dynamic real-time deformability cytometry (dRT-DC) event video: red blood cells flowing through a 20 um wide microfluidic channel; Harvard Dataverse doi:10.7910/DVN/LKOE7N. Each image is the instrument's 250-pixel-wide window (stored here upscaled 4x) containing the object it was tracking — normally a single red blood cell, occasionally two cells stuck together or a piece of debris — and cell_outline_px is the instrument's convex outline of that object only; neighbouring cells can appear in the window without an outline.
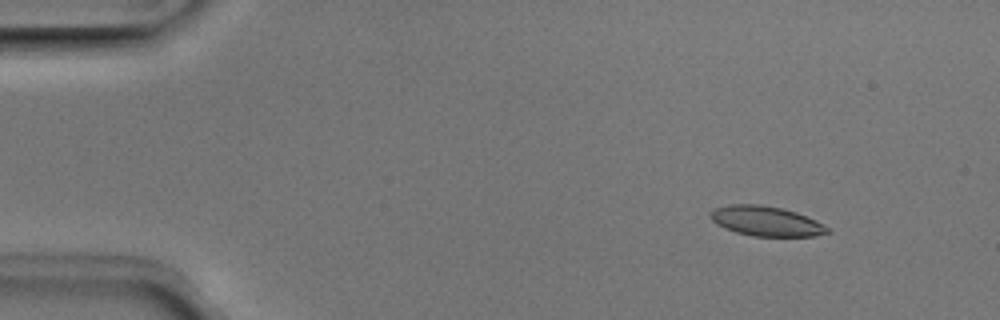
{"species": "Egyptian fruit bat (a non-hibernating species)", "species_latin": "Rousettus aegyptiacus", "temperature_condition": "room temperature", "stored_images_in_passage": 50, "camera_frame_rate_fps": 3000, "um_per_image_px": 0.085, "animal": {"sex": "male"}, "frame": {"image": 1, "passage_image": 5, "time_ms": 1.333, "image_size_px": [1000, 320], "cell_outline_px": [[832, 232], [812, 236], [752, 236], [736, 232], [724, 228], [716, 224], [708, 216], [708, 212], [716, 208], [728, 204], [760, 204], [780, 208], [796, 212], [816, 220], [828, 228]], "centroid_in_image_um": [65.07, 18.79], "position_along_channel_um": 19.9, "area_um2": 20.4}}
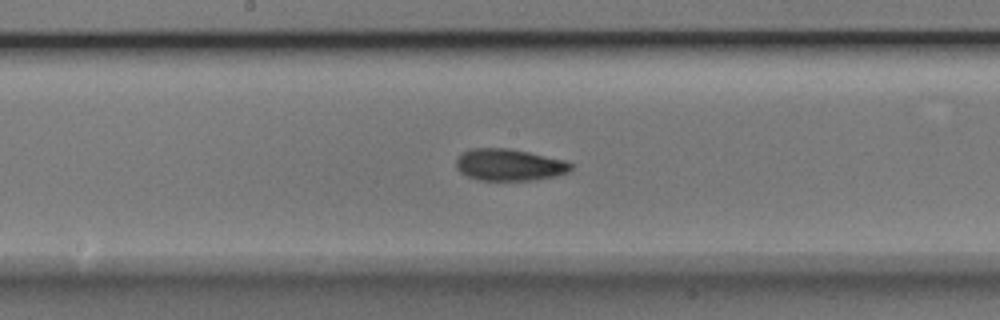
{"frame": {"image": 2, "passage_image": 26, "time_ms": 8.333, "image_size_px": [1000, 320], "cell_outline_px": [[572, 168], [568, 172], [556, 176], [532, 180], [476, 180], [460, 172], [456, 168], [456, 156], [472, 148], [508, 148], [528, 152], [564, 160], [572, 164]], "centroid_in_image_um": [43.25, 14.01], "position_along_channel_um": 204.9, "area_um2": 21.27}}
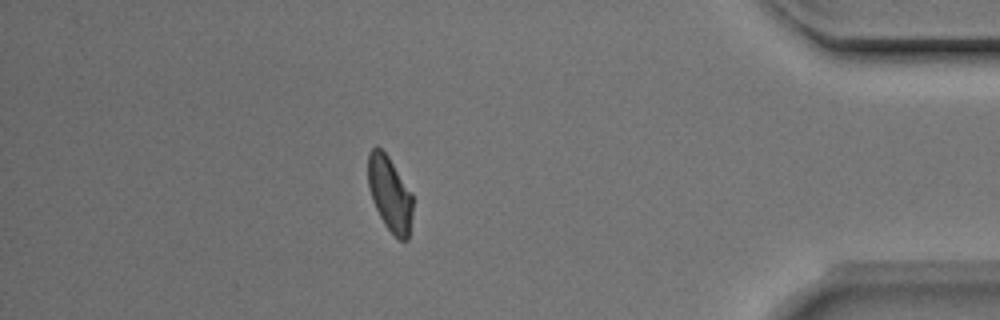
{"frame": {"image": 3, "passage_image": 44, "time_ms": 14.333, "image_size_px": [1000, 320], "cell_outline_px": [[412, 216], [408, 240], [400, 240], [384, 224], [372, 200], [368, 184], [368, 152], [376, 144], [388, 156], [412, 192]], "centroid_in_image_um": [33.13, 16.45], "position_along_channel_um": 402.1, "area_um2": 19.48}, "authors_computed_cell_mechanics": {"area_um2": 20.7213, "velocity_mm_per_s": 3.9553, "shape_relaxation_time_tau1_ms": 2.8471, "shape_relaxation_time_tau2_ms": 2.9113, "deformation_change_tau1": 0.1138, "deformation_change_tau2": 0.0756}}